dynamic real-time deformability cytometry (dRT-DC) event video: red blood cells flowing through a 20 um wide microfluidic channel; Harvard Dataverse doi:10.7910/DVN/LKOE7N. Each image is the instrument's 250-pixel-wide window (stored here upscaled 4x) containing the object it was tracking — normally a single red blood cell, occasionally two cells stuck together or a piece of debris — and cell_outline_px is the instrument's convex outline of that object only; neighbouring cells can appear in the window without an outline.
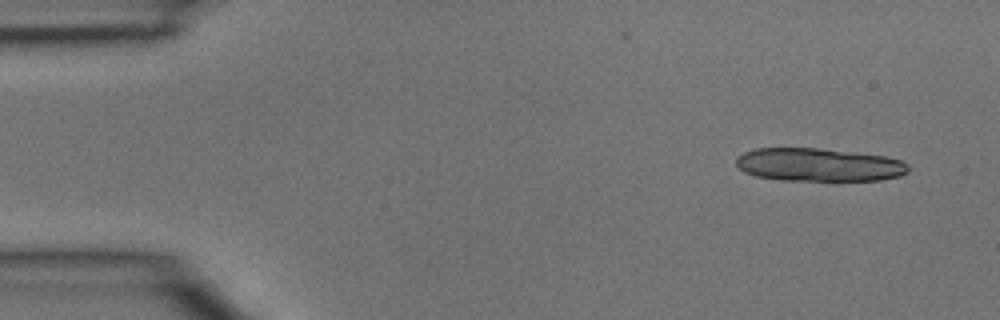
{"species": "common noctule bat (a hibernating species)", "species_latin": "Nyctalus noctula", "temperature_condition": "room temperature", "stored_images_in_passage": 3, "camera_frame_rate_fps": 3000, "um_per_image_px": 0.085, "animal": {"sex": "male", "body_mass_g": 15.6}, "frame": {"image": 1, "passage_image": 1, "time_ms": 0.0, "image_size_px": [1000, 320], "cell_outline_px": [[908, 172], [900, 176], [880, 180], [780, 180], [756, 176], [744, 172], [736, 164], [736, 156], [744, 152], [756, 148], [820, 148], [884, 156], [900, 160], [908, 164]], "centroid_in_image_um": [69.57, 14.0], "position_along_channel_um": 15.4, "area_um2": 33.23}}